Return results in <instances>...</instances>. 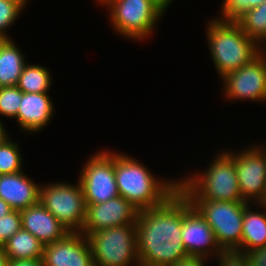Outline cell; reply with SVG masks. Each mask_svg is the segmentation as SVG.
Wrapping results in <instances>:
<instances>
[{"label":"cell","mask_w":266,"mask_h":266,"mask_svg":"<svg viewBox=\"0 0 266 266\" xmlns=\"http://www.w3.org/2000/svg\"><path fill=\"white\" fill-rule=\"evenodd\" d=\"M22 228L20 210H13L0 218V245Z\"/></svg>","instance_id":"4316f807"},{"label":"cell","mask_w":266,"mask_h":266,"mask_svg":"<svg viewBox=\"0 0 266 266\" xmlns=\"http://www.w3.org/2000/svg\"><path fill=\"white\" fill-rule=\"evenodd\" d=\"M214 231L218 245L223 251H239L242 241V224L246 201H214L189 199Z\"/></svg>","instance_id":"52a82bcc"},{"label":"cell","mask_w":266,"mask_h":266,"mask_svg":"<svg viewBox=\"0 0 266 266\" xmlns=\"http://www.w3.org/2000/svg\"><path fill=\"white\" fill-rule=\"evenodd\" d=\"M24 173L0 175V198L14 210H22L39 202L40 186Z\"/></svg>","instance_id":"e0dca14e"},{"label":"cell","mask_w":266,"mask_h":266,"mask_svg":"<svg viewBox=\"0 0 266 266\" xmlns=\"http://www.w3.org/2000/svg\"><path fill=\"white\" fill-rule=\"evenodd\" d=\"M246 256L251 262V266H266V245L247 251Z\"/></svg>","instance_id":"f1b7e54d"},{"label":"cell","mask_w":266,"mask_h":266,"mask_svg":"<svg viewBox=\"0 0 266 266\" xmlns=\"http://www.w3.org/2000/svg\"><path fill=\"white\" fill-rule=\"evenodd\" d=\"M182 220L180 188L161 205L139 211L136 239L140 265L170 266L188 256L181 237Z\"/></svg>","instance_id":"6da1fadb"},{"label":"cell","mask_w":266,"mask_h":266,"mask_svg":"<svg viewBox=\"0 0 266 266\" xmlns=\"http://www.w3.org/2000/svg\"><path fill=\"white\" fill-rule=\"evenodd\" d=\"M44 266H94L88 238L69 232L63 239L44 245Z\"/></svg>","instance_id":"5bb4252c"},{"label":"cell","mask_w":266,"mask_h":266,"mask_svg":"<svg viewBox=\"0 0 266 266\" xmlns=\"http://www.w3.org/2000/svg\"><path fill=\"white\" fill-rule=\"evenodd\" d=\"M39 202L69 231L81 232L86 214L82 187L70 183L40 185Z\"/></svg>","instance_id":"ba28073f"},{"label":"cell","mask_w":266,"mask_h":266,"mask_svg":"<svg viewBox=\"0 0 266 266\" xmlns=\"http://www.w3.org/2000/svg\"><path fill=\"white\" fill-rule=\"evenodd\" d=\"M48 93H23L19 111L15 117L20 130L38 133L54 116V105Z\"/></svg>","instance_id":"2e32d148"},{"label":"cell","mask_w":266,"mask_h":266,"mask_svg":"<svg viewBox=\"0 0 266 266\" xmlns=\"http://www.w3.org/2000/svg\"><path fill=\"white\" fill-rule=\"evenodd\" d=\"M8 266H44L43 259L9 260Z\"/></svg>","instance_id":"4dcf8cb0"},{"label":"cell","mask_w":266,"mask_h":266,"mask_svg":"<svg viewBox=\"0 0 266 266\" xmlns=\"http://www.w3.org/2000/svg\"><path fill=\"white\" fill-rule=\"evenodd\" d=\"M8 257L3 246L0 245V266H8Z\"/></svg>","instance_id":"d6a6232c"},{"label":"cell","mask_w":266,"mask_h":266,"mask_svg":"<svg viewBox=\"0 0 266 266\" xmlns=\"http://www.w3.org/2000/svg\"><path fill=\"white\" fill-rule=\"evenodd\" d=\"M236 23L249 38L266 50V0L246 12Z\"/></svg>","instance_id":"7402d4cb"},{"label":"cell","mask_w":266,"mask_h":266,"mask_svg":"<svg viewBox=\"0 0 266 266\" xmlns=\"http://www.w3.org/2000/svg\"><path fill=\"white\" fill-rule=\"evenodd\" d=\"M100 4L109 7L112 28L125 39L136 41L152 35L167 10L159 0H102Z\"/></svg>","instance_id":"5b68a950"},{"label":"cell","mask_w":266,"mask_h":266,"mask_svg":"<svg viewBox=\"0 0 266 266\" xmlns=\"http://www.w3.org/2000/svg\"><path fill=\"white\" fill-rule=\"evenodd\" d=\"M9 260L43 258L44 245L30 232L21 228L3 245Z\"/></svg>","instance_id":"ffe728a7"},{"label":"cell","mask_w":266,"mask_h":266,"mask_svg":"<svg viewBox=\"0 0 266 266\" xmlns=\"http://www.w3.org/2000/svg\"><path fill=\"white\" fill-rule=\"evenodd\" d=\"M166 8L170 5L173 0H159Z\"/></svg>","instance_id":"d590c367"},{"label":"cell","mask_w":266,"mask_h":266,"mask_svg":"<svg viewBox=\"0 0 266 266\" xmlns=\"http://www.w3.org/2000/svg\"><path fill=\"white\" fill-rule=\"evenodd\" d=\"M23 92L17 86L0 87V117L15 118Z\"/></svg>","instance_id":"484cf974"},{"label":"cell","mask_w":266,"mask_h":266,"mask_svg":"<svg viewBox=\"0 0 266 266\" xmlns=\"http://www.w3.org/2000/svg\"><path fill=\"white\" fill-rule=\"evenodd\" d=\"M265 0H223L221 4V17L216 18L226 22H236L253 7L259 6Z\"/></svg>","instance_id":"d4e9b609"},{"label":"cell","mask_w":266,"mask_h":266,"mask_svg":"<svg viewBox=\"0 0 266 266\" xmlns=\"http://www.w3.org/2000/svg\"><path fill=\"white\" fill-rule=\"evenodd\" d=\"M225 96L232 100L266 101V51L252 61L225 74L223 77Z\"/></svg>","instance_id":"30bf717a"},{"label":"cell","mask_w":266,"mask_h":266,"mask_svg":"<svg viewBox=\"0 0 266 266\" xmlns=\"http://www.w3.org/2000/svg\"><path fill=\"white\" fill-rule=\"evenodd\" d=\"M201 173L187 175L179 179V188L188 199H208L214 201H245L240 193L234 157L227 151H219Z\"/></svg>","instance_id":"277c9868"},{"label":"cell","mask_w":266,"mask_h":266,"mask_svg":"<svg viewBox=\"0 0 266 266\" xmlns=\"http://www.w3.org/2000/svg\"><path fill=\"white\" fill-rule=\"evenodd\" d=\"M263 147L253 145L237 153L228 151L234 157L241 196L249 203H257L266 192V147Z\"/></svg>","instance_id":"8fae6325"},{"label":"cell","mask_w":266,"mask_h":266,"mask_svg":"<svg viewBox=\"0 0 266 266\" xmlns=\"http://www.w3.org/2000/svg\"><path fill=\"white\" fill-rule=\"evenodd\" d=\"M138 213L139 210L122 196L107 202L86 205L85 221L81 233L87 236L105 228L136 224Z\"/></svg>","instance_id":"4fadbf2b"},{"label":"cell","mask_w":266,"mask_h":266,"mask_svg":"<svg viewBox=\"0 0 266 266\" xmlns=\"http://www.w3.org/2000/svg\"><path fill=\"white\" fill-rule=\"evenodd\" d=\"M248 204L244 209L240 252L246 253L266 245V212H255Z\"/></svg>","instance_id":"d6986e66"},{"label":"cell","mask_w":266,"mask_h":266,"mask_svg":"<svg viewBox=\"0 0 266 266\" xmlns=\"http://www.w3.org/2000/svg\"><path fill=\"white\" fill-rule=\"evenodd\" d=\"M13 210L14 209L8 203H6L3 199L0 198V218L7 215Z\"/></svg>","instance_id":"1f68e13d"},{"label":"cell","mask_w":266,"mask_h":266,"mask_svg":"<svg viewBox=\"0 0 266 266\" xmlns=\"http://www.w3.org/2000/svg\"><path fill=\"white\" fill-rule=\"evenodd\" d=\"M206 262H208L206 261V258L201 256H187L183 259H179L176 263L170 266H204Z\"/></svg>","instance_id":"f546056e"},{"label":"cell","mask_w":266,"mask_h":266,"mask_svg":"<svg viewBox=\"0 0 266 266\" xmlns=\"http://www.w3.org/2000/svg\"><path fill=\"white\" fill-rule=\"evenodd\" d=\"M22 228L43 245L63 239L69 231L40 202L20 210Z\"/></svg>","instance_id":"9a60e30c"},{"label":"cell","mask_w":266,"mask_h":266,"mask_svg":"<svg viewBox=\"0 0 266 266\" xmlns=\"http://www.w3.org/2000/svg\"><path fill=\"white\" fill-rule=\"evenodd\" d=\"M79 176L86 205L107 202L120 196L114 171V152L99 151L93 154Z\"/></svg>","instance_id":"9c48e42d"},{"label":"cell","mask_w":266,"mask_h":266,"mask_svg":"<svg viewBox=\"0 0 266 266\" xmlns=\"http://www.w3.org/2000/svg\"><path fill=\"white\" fill-rule=\"evenodd\" d=\"M256 205H260V206H258L259 208L264 207L262 210H264L266 212V192L263 195V197L257 203H255V206Z\"/></svg>","instance_id":"e575fe53"},{"label":"cell","mask_w":266,"mask_h":266,"mask_svg":"<svg viewBox=\"0 0 266 266\" xmlns=\"http://www.w3.org/2000/svg\"><path fill=\"white\" fill-rule=\"evenodd\" d=\"M52 77L46 67L26 63L19 77L17 87L23 93H49Z\"/></svg>","instance_id":"44dd1931"},{"label":"cell","mask_w":266,"mask_h":266,"mask_svg":"<svg viewBox=\"0 0 266 266\" xmlns=\"http://www.w3.org/2000/svg\"><path fill=\"white\" fill-rule=\"evenodd\" d=\"M30 1V0H29ZM28 0H0V39H8V29L22 14Z\"/></svg>","instance_id":"cb8c5ba5"},{"label":"cell","mask_w":266,"mask_h":266,"mask_svg":"<svg viewBox=\"0 0 266 266\" xmlns=\"http://www.w3.org/2000/svg\"><path fill=\"white\" fill-rule=\"evenodd\" d=\"M181 237L188 256H201L208 260L209 255L213 259L223 252L214 231L184 193Z\"/></svg>","instance_id":"7c38bea8"},{"label":"cell","mask_w":266,"mask_h":266,"mask_svg":"<svg viewBox=\"0 0 266 266\" xmlns=\"http://www.w3.org/2000/svg\"><path fill=\"white\" fill-rule=\"evenodd\" d=\"M206 34L211 58L221 78L249 63L264 50L236 22L213 18L207 23Z\"/></svg>","instance_id":"3957f363"},{"label":"cell","mask_w":266,"mask_h":266,"mask_svg":"<svg viewBox=\"0 0 266 266\" xmlns=\"http://www.w3.org/2000/svg\"><path fill=\"white\" fill-rule=\"evenodd\" d=\"M3 122L0 120V143H2L7 137H9L7 134L8 130H5Z\"/></svg>","instance_id":"836d02e7"},{"label":"cell","mask_w":266,"mask_h":266,"mask_svg":"<svg viewBox=\"0 0 266 266\" xmlns=\"http://www.w3.org/2000/svg\"><path fill=\"white\" fill-rule=\"evenodd\" d=\"M86 237L92 251L94 266L140 265L136 224L101 229Z\"/></svg>","instance_id":"8992f818"},{"label":"cell","mask_w":266,"mask_h":266,"mask_svg":"<svg viewBox=\"0 0 266 266\" xmlns=\"http://www.w3.org/2000/svg\"><path fill=\"white\" fill-rule=\"evenodd\" d=\"M25 64L24 54L13 40L0 39V87L17 86Z\"/></svg>","instance_id":"ac0fdd59"},{"label":"cell","mask_w":266,"mask_h":266,"mask_svg":"<svg viewBox=\"0 0 266 266\" xmlns=\"http://www.w3.org/2000/svg\"><path fill=\"white\" fill-rule=\"evenodd\" d=\"M218 266H251V262L245 253L236 250L223 251L217 257Z\"/></svg>","instance_id":"83f0119b"},{"label":"cell","mask_w":266,"mask_h":266,"mask_svg":"<svg viewBox=\"0 0 266 266\" xmlns=\"http://www.w3.org/2000/svg\"><path fill=\"white\" fill-rule=\"evenodd\" d=\"M23 158L19 145L7 137L0 143V175L14 174L22 171Z\"/></svg>","instance_id":"603a6c76"},{"label":"cell","mask_w":266,"mask_h":266,"mask_svg":"<svg viewBox=\"0 0 266 266\" xmlns=\"http://www.w3.org/2000/svg\"><path fill=\"white\" fill-rule=\"evenodd\" d=\"M118 153L114 171L119 194L139 211L161 205L179 188V181L158 179L137 159Z\"/></svg>","instance_id":"7a4b0ae2"}]
</instances>
